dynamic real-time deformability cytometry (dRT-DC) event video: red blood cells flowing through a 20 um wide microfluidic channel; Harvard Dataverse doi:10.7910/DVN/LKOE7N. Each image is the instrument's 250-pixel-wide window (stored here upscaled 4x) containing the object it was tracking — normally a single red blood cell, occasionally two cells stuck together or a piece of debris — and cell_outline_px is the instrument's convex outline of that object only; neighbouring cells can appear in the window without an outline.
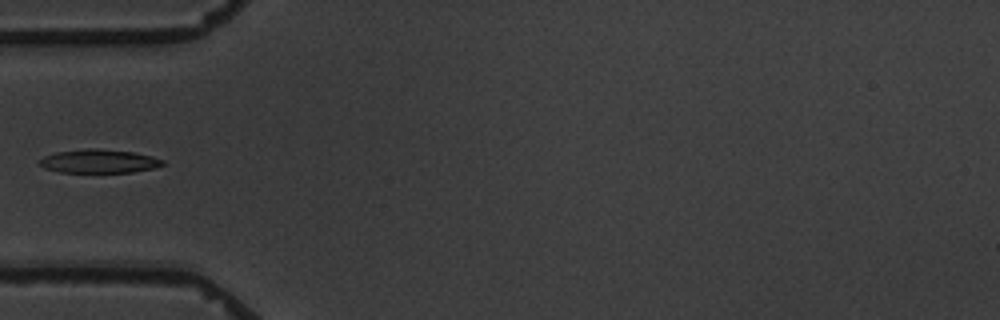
{"species": "common noctule bat (a hibernating species)", "species_latin": "Nyctalus noctula", "temperature_condition": "warm", "stored_images_in_passage": 5, "camera_frame_rate_fps": 3000, "um_per_image_px": 0.085, "animal": {"sex": "male", "body_mass_g": 19.5, "forearm_length_mm": 54.6}, "frame": {"image": 1, "passage_image": 5, "time_ms": 5.667, "image_size_px": [1000, 320], "cell_outline_px": [[164, 164], [156, 168], [132, 172], [60, 172], [44, 168], [36, 164], [44, 156], [56, 152], [88, 148], [96, 148], [132, 152], [152, 156], [164, 160]], "centroid_in_image_um": [8.4, 13.7], "position_along_channel_um": 76.6, "area_um2": 16.99}}